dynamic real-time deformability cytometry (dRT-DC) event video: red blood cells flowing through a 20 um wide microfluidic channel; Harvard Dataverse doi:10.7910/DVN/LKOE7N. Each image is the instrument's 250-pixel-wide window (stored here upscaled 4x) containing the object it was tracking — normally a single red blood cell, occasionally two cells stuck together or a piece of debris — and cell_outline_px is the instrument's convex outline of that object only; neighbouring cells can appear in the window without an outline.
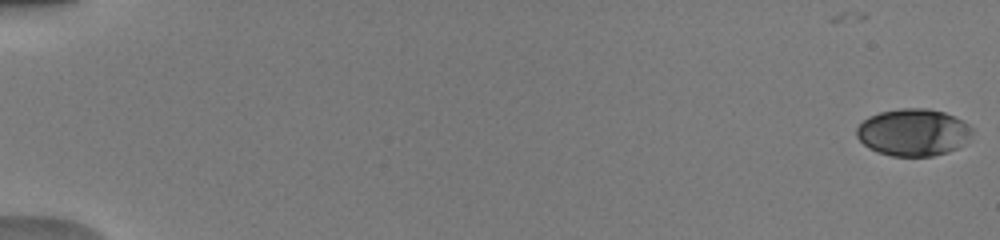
{"species": "human", "species_latin": "Homo sapiens", "temperature_condition": "warm", "stored_images_in_passage": 43, "camera_frame_rate_fps": 3000, "um_per_image_px": 0.085, "donor": {"sex": "male"}, "frame": {"image": 1, "passage_image": 1, "time_ms": 0.0, "image_size_px": [1000, 240], "cell_outline_px": [[972, 136], [960, 148], [948, 152], [932, 156], [892, 156], [876, 152], [868, 148], [856, 136], [856, 128], [868, 116], [880, 112], [900, 108], [928, 108], [944, 112], [964, 120], [972, 128]], "centroid_in_image_um": [77.65, 11.25], "position_along_channel_um": 7.4, "area_um2": 32.14}}
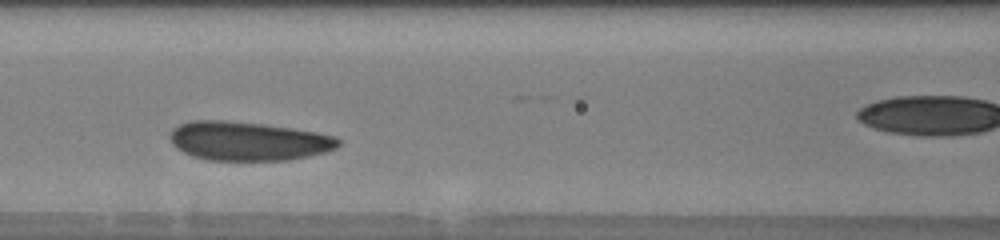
{"frame": {"image": 2, "passage_image": 21, "time_ms": 6.667, "image_size_px": [1000, 240], "cell_outline_px": [[340, 144], [336, 148], [324, 152], [308, 156], [288, 160], [208, 160], [192, 156], [176, 148], [172, 144], [168, 136], [172, 128], [180, 124], [192, 120], [224, 120], [260, 124], [316, 132], [336, 136], [340, 140]], "centroid_in_image_um": [21.05, 11.99], "position_along_channel_um": 145.5, "area_um2": 38.15}}
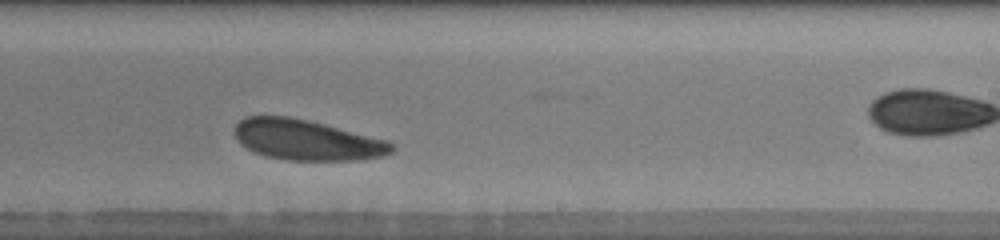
{"frame": {"image": 3, "passage_image": 30, "time_ms": 9.667, "image_size_px": [1000, 240], "cell_outline_px": [[396, 148], [392, 152], [384, 156], [352, 160], [284, 160], [252, 152], [240, 144], [236, 140], [232, 132], [236, 124], [244, 116], [288, 116], [308, 120], [388, 140]], "centroid_in_image_um": [26.02, 11.89], "position_along_channel_um": 263.0, "area_um2": 37.28}, "authors_computed_cell_mechanics": {"area_um2": 37.281, "velocity_mm_per_s": 3.9268, "shape_relaxation_time_tau1_ms": 2.2599, "shape_relaxation_time_tau2_ms": null, "deformation_change_tau1": 0.06, "deformation_change_tau2": null}}